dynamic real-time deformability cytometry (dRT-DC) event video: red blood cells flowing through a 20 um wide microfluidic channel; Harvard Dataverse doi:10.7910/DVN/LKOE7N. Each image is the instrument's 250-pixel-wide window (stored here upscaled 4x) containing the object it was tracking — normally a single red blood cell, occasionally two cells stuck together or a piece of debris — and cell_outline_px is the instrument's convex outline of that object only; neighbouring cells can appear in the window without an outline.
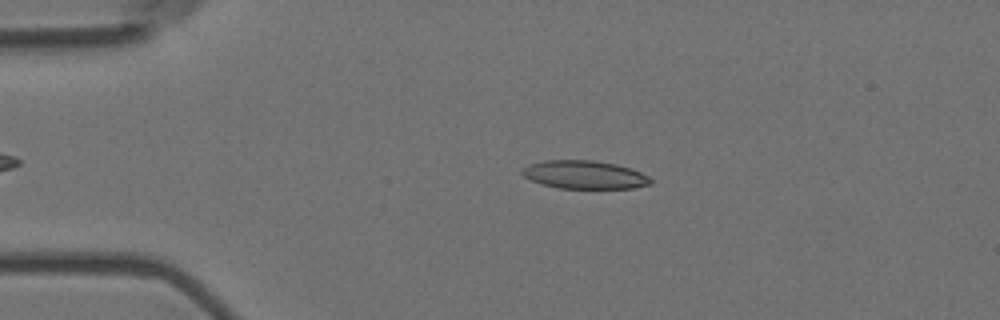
{"species": "Egyptian fruit bat (a non-hibernating species)", "species_latin": "Rousettus aegyptiacus", "temperature_condition": "room temperature", "stored_images_in_passage": 6, "camera_frame_rate_fps": 3000, "um_per_image_px": 0.085, "animal": {"sex": "female"}, "frame": {"image": 1, "passage_image": 3, "time_ms": 0.667, "image_size_px": [1000, 320], "cell_outline_px": [[652, 184], [632, 188], [560, 188], [540, 184], [524, 176], [520, 172], [528, 164], [544, 160], [592, 160], [616, 164], [632, 168], [648, 176], [652, 180]], "centroid_in_image_um": [49.68, 14.84], "position_along_channel_um": 35.3, "area_um2": 21.15}}
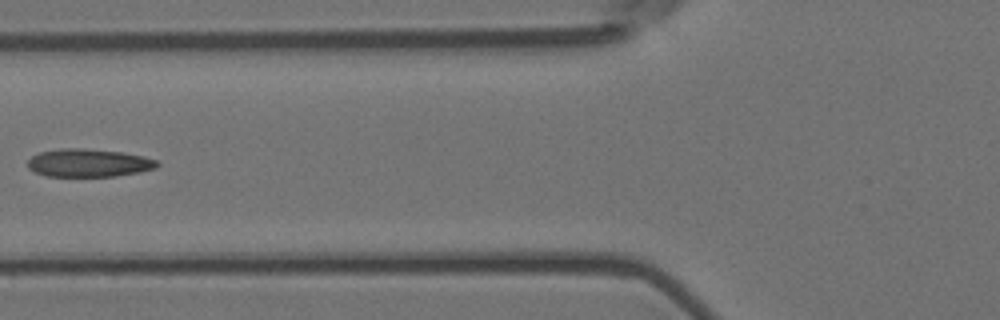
{"frame": {"image": 2, "passage_image": 5, "time_ms": 1.333, "image_size_px": [1000, 320], "cell_outline_px": [[160, 164], [156, 168], [140, 172], [116, 176], [48, 176], [36, 172], [28, 168], [28, 160], [32, 156], [40, 152], [60, 148], [84, 148], [124, 152], [144, 156], [156, 160]], "centroid_in_image_um": [7.56, 13.84], "position_along_channel_um": 118.2, "area_um2": 21.21}}
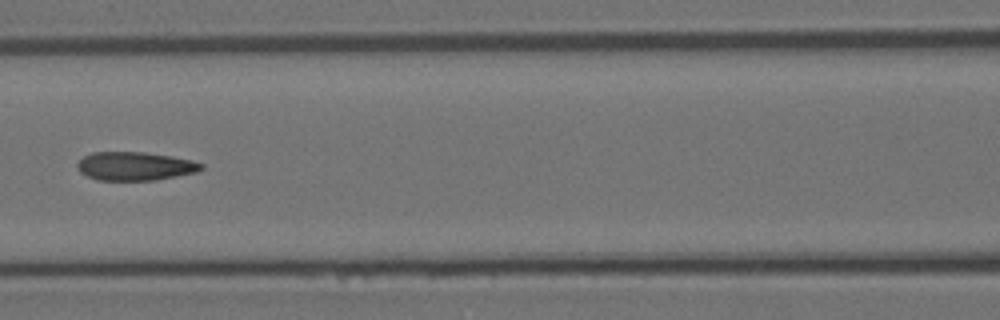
{"frame": {"image": 3, "passage_image": 6, "time_ms": 1.667, "image_size_px": [1000, 320], "cell_outline_px": [[204, 168], [196, 172], [156, 180], [96, 180], [80, 172], [76, 168], [76, 164], [84, 156], [92, 152], [144, 152], [172, 156], [192, 160], [204, 164]], "centroid_in_image_um": [11.47, 14.12], "position_along_channel_um": 155.1, "area_um2": 20.69}}